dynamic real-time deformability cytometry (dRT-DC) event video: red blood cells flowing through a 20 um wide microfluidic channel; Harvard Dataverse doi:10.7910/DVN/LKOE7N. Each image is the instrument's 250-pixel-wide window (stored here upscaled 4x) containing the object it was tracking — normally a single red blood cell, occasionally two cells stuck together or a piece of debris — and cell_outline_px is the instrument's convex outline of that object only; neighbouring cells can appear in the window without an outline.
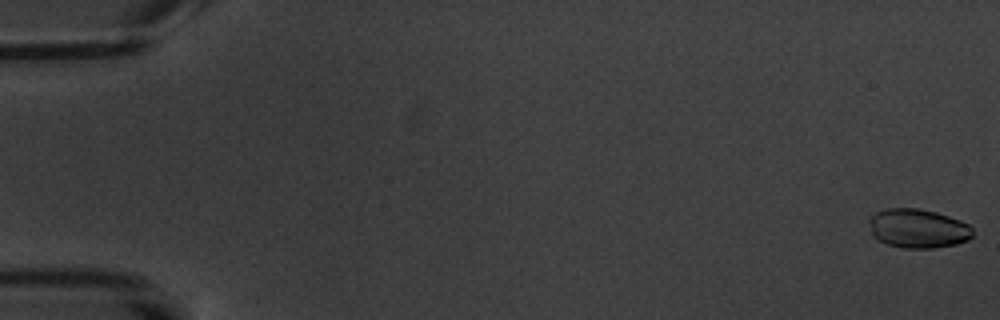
{"species": "common noctule bat (a hibernating species)", "species_latin": "Nyctalus noctula", "temperature_condition": "warm", "stored_images_in_passage": 8, "camera_frame_rate_fps": 3000, "um_per_image_px": 0.085, "animal": {"sex": "male", "body_mass_g": 20.1, "forearm_length_mm": 53.5}, "frame": {"image": 1, "passage_image": 1, "time_ms": 0.0, "image_size_px": [1000, 320], "cell_outline_px": [[972, 236], [968, 240], [956, 244], [932, 248], [904, 248], [888, 244], [872, 236], [868, 220], [876, 212], [888, 208], [920, 208], [936, 212], [960, 220], [968, 224], [972, 228]], "centroid_in_image_um": [78.02, 19.41], "position_along_channel_um": 7.0, "area_um2": 23.58}}
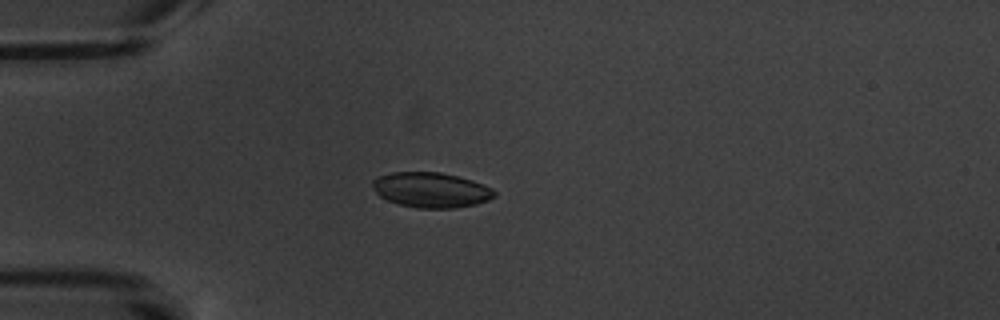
{"frame": {"image": 2, "passage_image": 5, "time_ms": 5.333, "image_size_px": [1000, 320], "cell_outline_px": [[496, 196], [488, 200], [476, 204], [452, 208], [416, 208], [400, 204], [388, 200], [380, 196], [372, 188], [372, 180], [376, 176], [392, 172], [440, 172], [472, 180], [484, 184], [492, 188], [496, 192]], "centroid_in_image_um": [36.63, 16.14], "position_along_channel_um": 48.4, "area_um2": 25.03}}
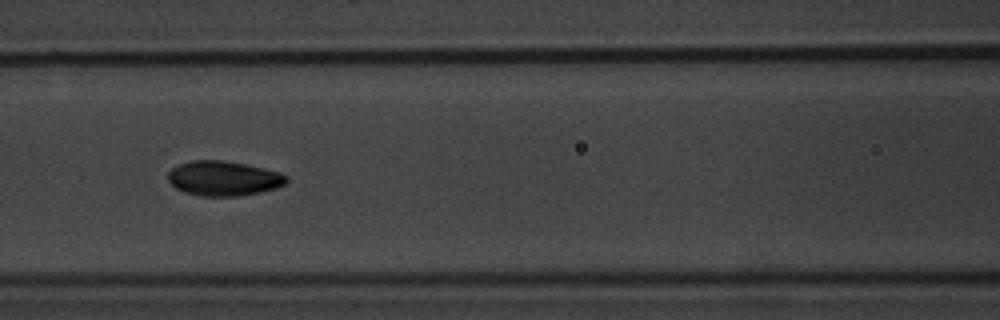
{"frame": {"image": 3, "passage_image": 8, "time_ms": 8.667, "image_size_px": [1000, 320], "cell_outline_px": [[288, 180], [284, 184], [276, 188], [260, 192], [240, 196], [200, 196], [184, 192], [176, 188], [168, 180], [168, 172], [172, 168], [180, 164], [192, 160], [220, 160], [244, 164], [264, 168], [280, 172], [288, 176]], "centroid_in_image_um": [19.01, 15.17], "position_along_channel_um": 147.6, "area_um2": 23.99}}